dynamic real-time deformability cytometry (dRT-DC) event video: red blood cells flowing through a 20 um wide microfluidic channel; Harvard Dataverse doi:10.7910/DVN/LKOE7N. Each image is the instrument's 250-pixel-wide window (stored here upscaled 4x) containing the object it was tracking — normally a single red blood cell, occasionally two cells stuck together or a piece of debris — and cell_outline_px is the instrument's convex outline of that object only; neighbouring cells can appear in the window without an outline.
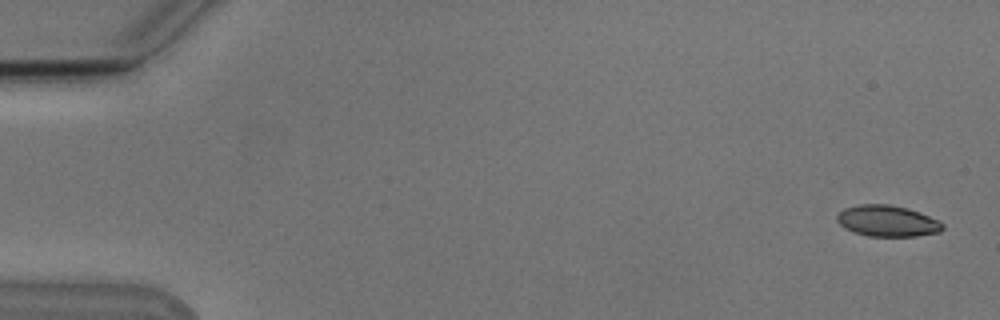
{"species": "Egyptian fruit bat (a non-hibernating species)", "species_latin": "Rousettus aegyptiacus", "temperature_condition": "cold", "stored_images_in_passage": 54, "camera_frame_rate_fps": 3000, "um_per_image_px": 0.085, "animal": {"sex": "male"}, "frame": {"image": 1, "passage_image": 2, "time_ms": 0.333, "image_size_px": [1000, 320], "cell_outline_px": [[944, 228], [940, 232], [916, 236], [868, 236], [852, 232], [844, 228], [836, 220], [836, 216], [844, 208], [860, 204], [888, 204], [908, 208], [920, 212], [940, 220], [944, 224]], "centroid_in_image_um": [75.44, 18.78], "position_along_channel_um": 9.6, "area_um2": 19.42}}
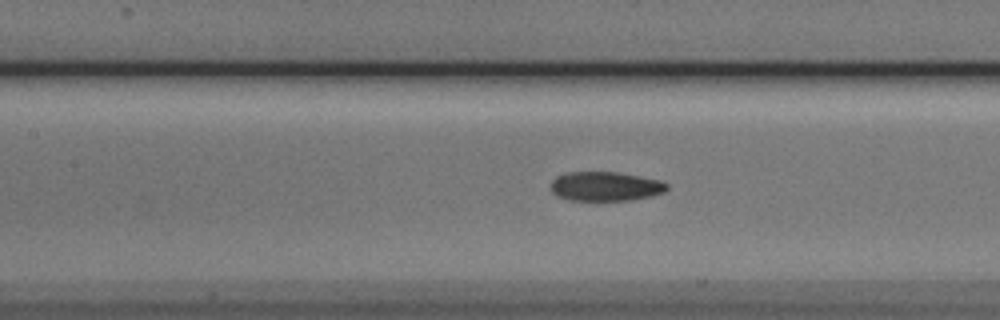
{"frame": {"image": 2, "passage_image": 25, "time_ms": 8.0, "image_size_px": [1000, 320], "cell_outline_px": [[668, 188], [664, 192], [652, 196], [632, 200], [568, 200], [556, 196], [552, 192], [552, 180], [556, 176], [564, 172], [616, 172], [640, 176], [660, 180], [668, 184]], "centroid_in_image_um": [51.46, 15.84], "position_along_channel_um": 155.9, "area_um2": 19.94}}
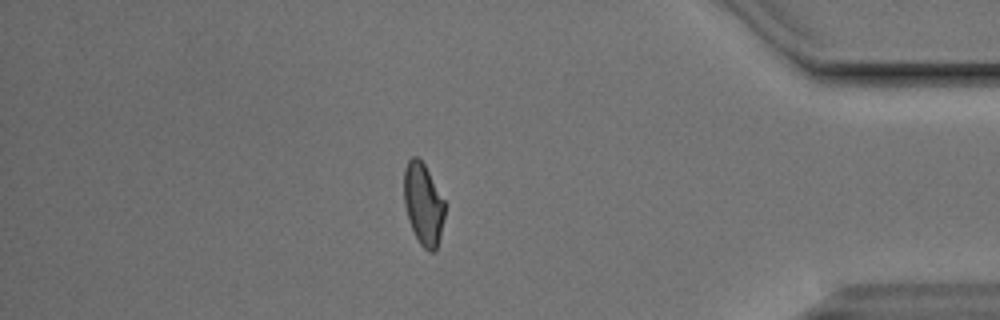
{"frame": {"image": 3, "passage_image": 47, "time_ms": 15.333, "image_size_px": [1000, 320], "cell_outline_px": [[444, 216], [440, 236], [436, 248], [432, 252], [428, 252], [420, 244], [408, 220], [404, 204], [404, 168], [408, 160], [412, 156], [416, 156], [424, 164], [444, 200]], "centroid_in_image_um": [35.96, 17.34], "position_along_channel_um": 399.2, "area_um2": 19.25}, "authors_computed_cell_mechanics": {"area_um2": 19.9988, "velocity_mm_per_s": 3.7942, "shape_relaxation_time_tau1_ms": 4.6398, "shape_relaxation_time_tau2_ms": 3.2161, "deformation_change_tau1": 0.1505, "deformation_change_tau2": 0.0801}}